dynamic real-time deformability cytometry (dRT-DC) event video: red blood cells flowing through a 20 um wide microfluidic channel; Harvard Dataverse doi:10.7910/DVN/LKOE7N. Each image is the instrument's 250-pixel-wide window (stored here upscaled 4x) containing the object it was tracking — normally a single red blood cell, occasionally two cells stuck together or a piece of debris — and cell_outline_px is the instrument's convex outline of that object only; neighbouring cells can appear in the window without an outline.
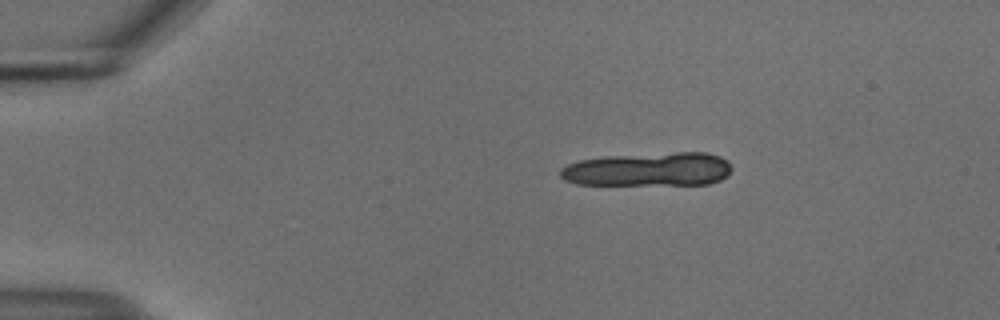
{"species": "common noctule bat (a hibernating species)", "species_latin": "Nyctalus noctula", "temperature_condition": "cold", "stored_images_in_passage": 24, "camera_frame_rate_fps": 3000, "um_per_image_px": 0.085, "animal": {"sex": "male", "body_mass_g": 18.8}, "frame": {"image": 1, "passage_image": 1, "time_ms": 0.0, "image_size_px": [1000, 320], "cell_outline_px": [[732, 168], [728, 176], [720, 180], [708, 184], [576, 184], [564, 180], [560, 176], [560, 168], [568, 164], [580, 160], [604, 156], [676, 152], [704, 152], [720, 156], [728, 160]], "centroid_in_image_um": [55.14, 14.38], "position_along_channel_um": 29.9, "area_um2": 33.87}}